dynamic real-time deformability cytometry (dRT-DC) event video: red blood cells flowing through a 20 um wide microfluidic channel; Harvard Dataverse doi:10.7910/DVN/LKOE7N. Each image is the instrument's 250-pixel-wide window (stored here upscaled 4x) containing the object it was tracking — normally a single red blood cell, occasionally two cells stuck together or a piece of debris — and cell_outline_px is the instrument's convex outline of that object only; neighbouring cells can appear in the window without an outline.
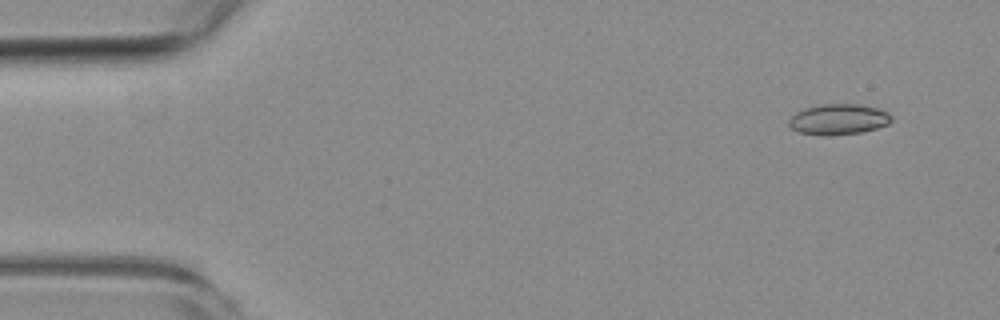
{"species": "common noctule bat (a hibernating species)", "species_latin": "Nyctalus noctula", "temperature_condition": "room temperature", "stored_images_in_passage": 4, "camera_frame_rate_fps": 3000, "um_per_image_px": 0.085, "animal": {"sex": "female", "body_mass_g": 19.3, "forearm_length_mm": 54.1}, "frame": {"image": 1, "passage_image": 1, "time_ms": 0.0, "image_size_px": [1000, 320], "cell_outline_px": [[892, 120], [888, 124], [876, 128], [860, 132], [800, 132], [792, 128], [788, 124], [788, 120], [796, 112], [804, 108], [820, 104], [856, 104], [876, 108], [892, 116]], "centroid_in_image_um": [71.27, 10.08], "position_along_channel_um": 13.7, "area_um2": 17.22}}
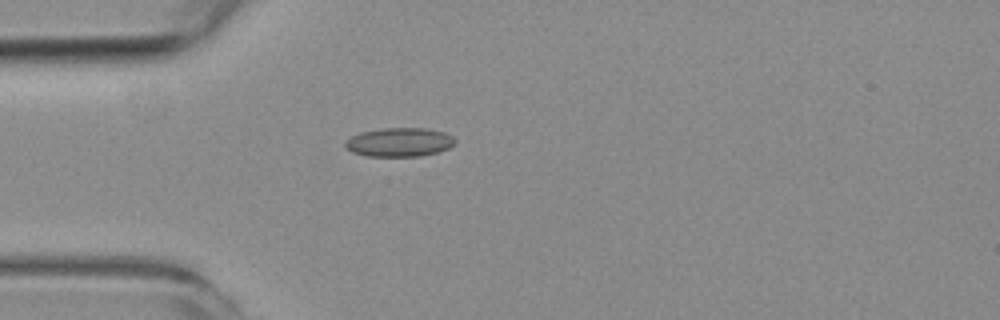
{"frame": {"image": 2, "passage_image": 4, "time_ms": 3.667, "image_size_px": [1000, 320], "cell_outline_px": [[456, 144], [448, 148], [436, 152], [420, 156], [368, 156], [352, 152], [344, 144], [352, 136], [360, 132], [380, 128], [424, 128], [444, 132], [452, 136], [456, 140]], "centroid_in_image_um": [33.97, 12.08], "position_along_channel_um": 51.0, "area_um2": 18.38}}